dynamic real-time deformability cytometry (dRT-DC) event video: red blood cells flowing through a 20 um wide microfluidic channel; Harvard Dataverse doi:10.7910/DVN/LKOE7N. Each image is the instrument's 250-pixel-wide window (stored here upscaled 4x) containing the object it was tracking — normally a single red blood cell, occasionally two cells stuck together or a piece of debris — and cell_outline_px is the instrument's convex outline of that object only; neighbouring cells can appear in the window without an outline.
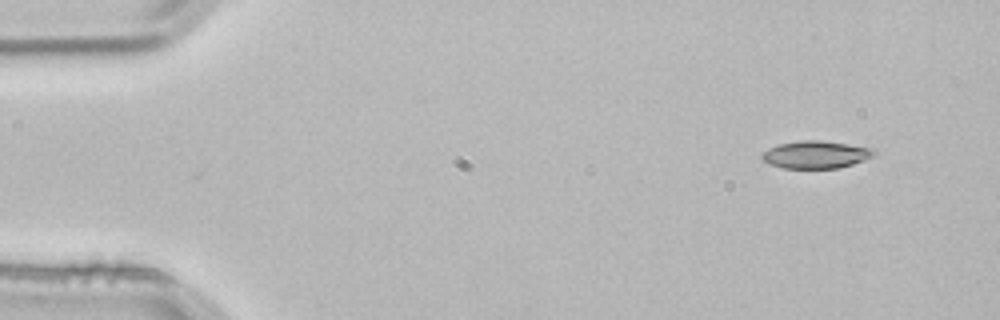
{"species": "common noctule bat (a hibernating species)", "species_latin": "Nyctalus noctula", "temperature_condition": "room temperature", "stored_images_in_passage": 3, "camera_frame_rate_fps": 3000, "um_per_image_px": 0.085, "animal": {"sex": "male", "body_mass_g": 21.5, "forearm_length_mm": 52.0}, "frame": {"image": 1, "passage_image": 1, "time_ms": 0.0, "image_size_px": [1000, 320], "cell_outline_px": [[876, 156], [852, 164], [836, 168], [780, 168], [768, 164], [760, 156], [768, 148], [776, 144], [800, 140], [820, 140], [848, 144], [872, 148], [876, 152]], "centroid_in_image_um": [69.32, 13.14], "position_along_channel_um": 15.7, "area_um2": 18.09}}
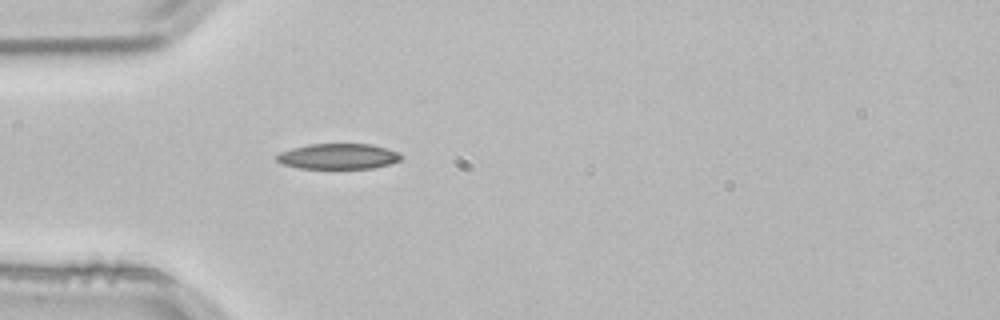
{"frame": {"image": 2, "passage_image": 3, "time_ms": 0.667, "image_size_px": [1000, 320], "cell_outline_px": [[404, 156], [400, 160], [388, 164], [372, 168], [300, 168], [280, 164], [276, 160], [276, 156], [280, 152], [292, 148], [308, 144], [372, 144], [400, 152]], "centroid_in_image_um": [28.75, 13.28], "position_along_channel_um": 56.3, "area_um2": 18.55}}